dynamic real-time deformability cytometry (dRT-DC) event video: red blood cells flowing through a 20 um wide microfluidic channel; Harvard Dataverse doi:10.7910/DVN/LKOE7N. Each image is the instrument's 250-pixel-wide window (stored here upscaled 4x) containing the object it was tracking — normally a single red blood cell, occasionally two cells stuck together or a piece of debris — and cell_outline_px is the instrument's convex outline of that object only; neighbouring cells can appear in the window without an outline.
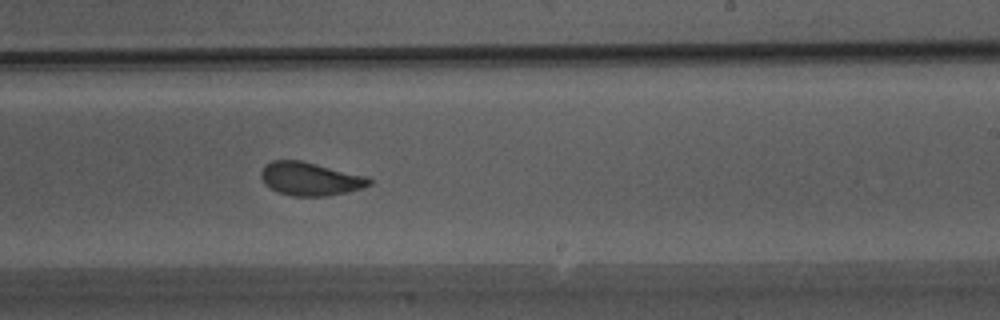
{"species": "Egyptian fruit bat (a non-hibernating species)", "species_latin": "Rousettus aegyptiacus", "temperature_condition": "warm", "stored_images_in_passage": 43, "camera_frame_rate_fps": 3000, "um_per_image_px": 0.085, "animal": {"sex": "male"}, "frame": {"image": 1, "passage_image": 25, "time_ms": 8.0, "image_size_px": [1000, 320], "cell_outline_px": [[372, 184], [364, 188], [348, 192], [328, 196], [292, 196], [276, 192], [264, 184], [260, 176], [260, 172], [264, 164], [272, 160], [300, 160], [368, 176], [372, 180]], "centroid_in_image_um": [26.36, 15.21], "position_along_channel_um": 262.6, "area_um2": 21.39}}
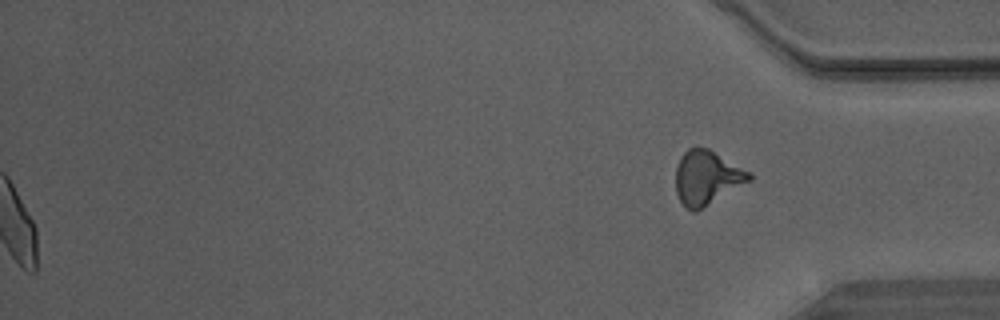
{"frame": {"image": 2, "passage_image": 43, "time_ms": 14.0, "image_size_px": [1000, 320], "cell_outline_px": [[752, 180], [704, 208], [696, 212], [692, 212], [684, 208], [676, 192], [676, 168], [680, 156], [688, 148], [696, 144], [708, 148], [752, 172]], "centroid_in_image_um": [60.09, 15.09], "position_along_channel_um": 375.1, "area_um2": 23.81}}